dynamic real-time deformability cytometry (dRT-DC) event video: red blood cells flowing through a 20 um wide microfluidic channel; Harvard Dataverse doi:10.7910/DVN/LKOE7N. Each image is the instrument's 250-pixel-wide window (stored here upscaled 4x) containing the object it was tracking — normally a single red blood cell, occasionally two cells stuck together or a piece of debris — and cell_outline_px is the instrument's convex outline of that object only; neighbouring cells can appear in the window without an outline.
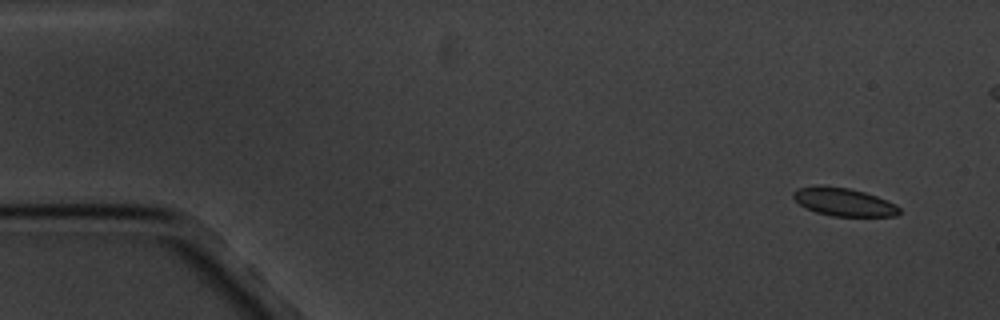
{"species": "common noctule bat (a hibernating species)", "species_latin": "Nyctalus noctula", "temperature_condition": "cold", "stored_images_in_passage": 5, "camera_frame_rate_fps": 3000, "um_per_image_px": 0.085, "animal": {"sex": "male", "body_mass_g": 20.1, "forearm_length_mm": 53.5}, "frame": {"image": 1, "passage_image": 1, "time_ms": 0.0, "image_size_px": [1000, 320], "cell_outline_px": [[900, 212], [896, 216], [832, 216], [816, 212], [804, 208], [792, 196], [792, 192], [796, 188], [816, 184], [820, 184], [848, 188], [864, 192], [876, 196], [896, 204], [900, 208]], "centroid_in_image_um": [71.67, 17.15], "position_along_channel_um": 13.3, "area_um2": 17.57}}